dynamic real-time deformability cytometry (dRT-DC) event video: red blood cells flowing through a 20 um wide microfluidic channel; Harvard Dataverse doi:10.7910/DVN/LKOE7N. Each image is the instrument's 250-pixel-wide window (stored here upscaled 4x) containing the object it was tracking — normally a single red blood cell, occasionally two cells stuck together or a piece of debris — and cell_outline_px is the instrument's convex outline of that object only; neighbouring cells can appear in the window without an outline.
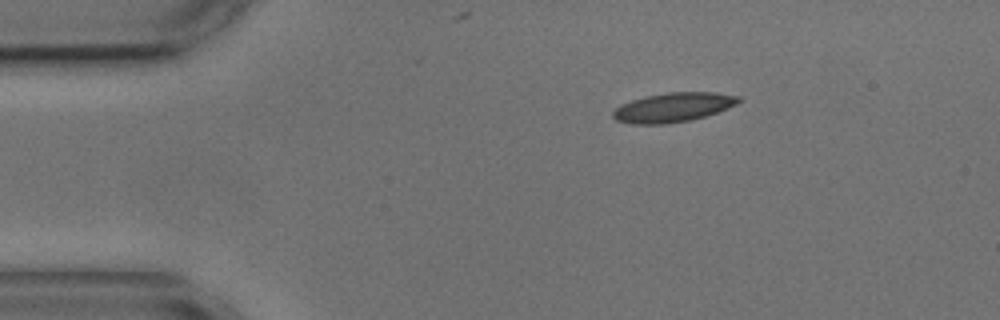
{"species": "common noctule bat (a hibernating species)", "species_latin": "Nyctalus noctula", "temperature_condition": "cold", "stored_images_in_passage": 5, "camera_frame_rate_fps": 3000, "um_per_image_px": 0.085, "animal": {"sex": "male", "body_mass_g": 17.9, "forearm_length_mm": 54.2}, "frame": {"image": 1, "passage_image": 5, "time_ms": 5.667, "image_size_px": [1000, 320], "cell_outline_px": [[744, 100], [728, 108], [692, 120], [664, 124], [632, 124], [616, 120], [612, 116], [612, 112], [620, 104], [644, 96], [668, 92], [716, 92], [740, 96]], "centroid_in_image_um": [57.23, 9.12], "position_along_channel_um": 27.8, "area_um2": 21.62}}